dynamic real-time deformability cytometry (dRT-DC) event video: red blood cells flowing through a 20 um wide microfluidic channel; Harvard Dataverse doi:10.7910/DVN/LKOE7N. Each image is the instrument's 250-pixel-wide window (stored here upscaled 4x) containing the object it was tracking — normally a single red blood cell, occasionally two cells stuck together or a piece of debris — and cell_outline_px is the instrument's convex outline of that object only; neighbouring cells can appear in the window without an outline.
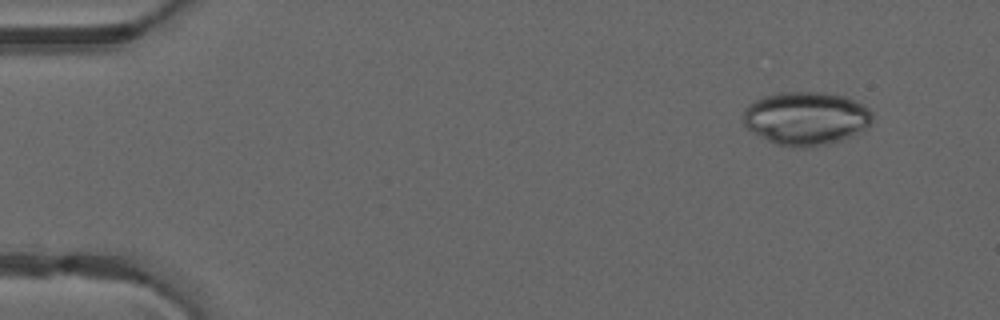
{"species": "common noctule bat (a hibernating species)", "species_latin": "Nyctalus noctula", "temperature_condition": "warm", "stored_images_in_passage": 46, "camera_frame_rate_fps": 3000, "um_per_image_px": 0.085, "animal": {"sex": "male", "forearm_length_mm": 52.5}, "frame": {"image": 1, "passage_image": 1, "time_ms": 0.0, "image_size_px": [1000, 320], "cell_outline_px": [[872, 120], [860, 132], [852, 136], [840, 140], [808, 148], [792, 148], [776, 144], [752, 132], [744, 124], [744, 108], [752, 100], [764, 96], [780, 92], [820, 92], [848, 96], [868, 108], [872, 116]], "centroid_in_image_um": [68.48, 10.05], "position_along_channel_um": 16.5, "area_um2": 40.29}}
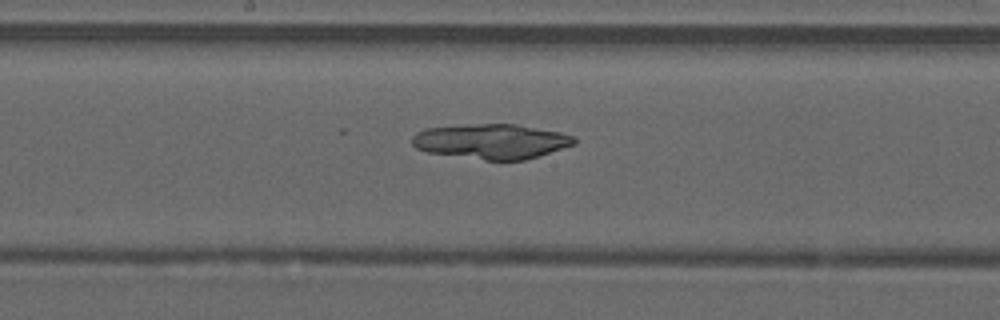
{"frame": {"image": 2, "passage_image": 23, "time_ms": 7.333, "image_size_px": [1000, 320], "cell_outline_px": [[576, 144], [540, 156], [524, 160], [484, 160], [428, 152], [416, 148], [412, 144], [412, 136], [416, 132], [428, 128], [464, 124], [516, 124], [560, 132], [572, 136], [576, 140]], "centroid_in_image_um": [41.77, 12.02], "position_along_channel_um": 206.4, "area_um2": 33.06}}
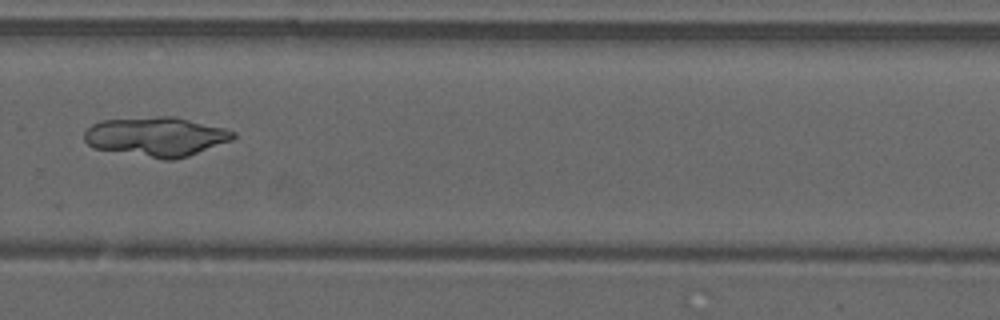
{"frame": {"image": 3, "passage_image": 31, "time_ms": 10.0, "image_size_px": [1000, 320], "cell_outline_px": [[236, 136], [232, 140], [188, 156], [172, 160], [164, 160], [92, 148], [84, 140], [84, 132], [92, 124], [104, 120], [160, 116], [176, 116], [224, 128], [236, 132]], "centroid_in_image_um": [13.28, 11.62], "position_along_channel_um": 316.5, "area_um2": 34.28}}